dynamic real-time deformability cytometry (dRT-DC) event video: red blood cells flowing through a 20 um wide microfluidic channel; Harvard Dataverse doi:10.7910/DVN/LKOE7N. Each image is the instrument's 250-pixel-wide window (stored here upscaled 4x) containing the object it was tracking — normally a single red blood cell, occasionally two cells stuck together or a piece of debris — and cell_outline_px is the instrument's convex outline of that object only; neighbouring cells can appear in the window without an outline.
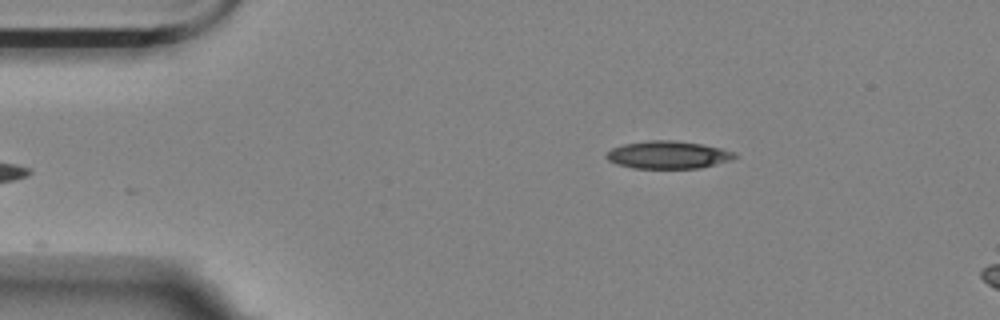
{"species": "Egyptian fruit bat (a non-hibernating species)", "species_latin": "Rousettus aegyptiacus", "temperature_condition": "room temperature", "stored_images_in_passage": 7, "camera_frame_rate_fps": 3000, "um_per_image_px": 0.085, "animal": {"sex": "female"}, "frame": {"image": 1, "passage_image": 1, "time_ms": 0.0, "image_size_px": [1000, 320], "cell_outline_px": [[736, 156], [732, 160], [700, 168], [632, 168], [616, 164], [608, 160], [604, 156], [612, 148], [624, 144], [648, 140], [672, 140], [700, 144], [720, 148], [736, 152]], "centroid_in_image_um": [56.77, 13.16], "position_along_channel_um": 28.2, "area_um2": 20.63}}